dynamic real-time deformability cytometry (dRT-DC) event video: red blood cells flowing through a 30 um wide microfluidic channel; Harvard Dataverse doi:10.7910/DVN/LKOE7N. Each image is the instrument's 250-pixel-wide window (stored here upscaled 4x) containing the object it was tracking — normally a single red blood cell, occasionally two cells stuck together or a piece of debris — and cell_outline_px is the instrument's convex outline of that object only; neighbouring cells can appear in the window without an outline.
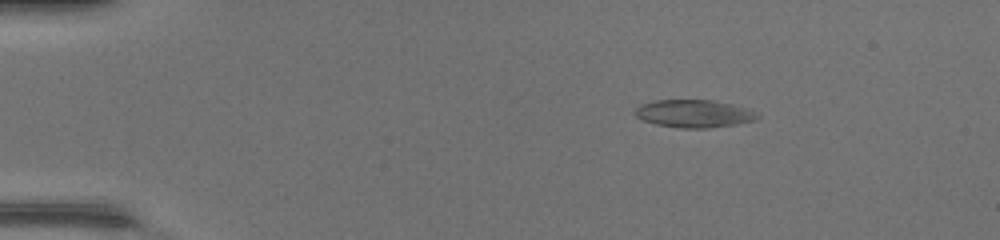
{"species": "common noctule bat (a hibernating species)", "species_latin": "Nyctalus noctula", "temperature_condition": "warm", "stored_images_in_passage": 45, "camera_frame_rate_fps": 3000, "um_per_image_px": 0.085, "animal": {"sex": "female", "body_mass_g": 17.0, "forearm_length_mm": 48.0}, "frame": {"image": 1, "passage_image": 5, "time_ms": 1.333, "image_size_px": [1000, 240], "cell_outline_px": [[760, 116], [756, 120], [736, 124], [708, 128], [680, 128], [656, 124], [644, 120], [636, 116], [636, 108], [640, 104], [656, 100], [712, 100], [732, 104], [756, 112]], "centroid_in_image_um": [59.0, 9.66], "position_along_channel_um": 26.0, "area_um2": 19.59}}
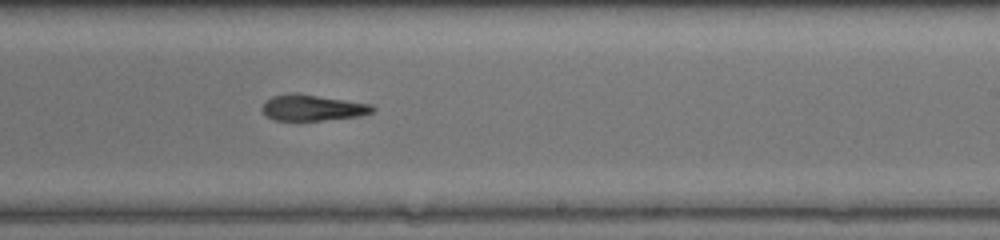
{"frame": {"image": 2, "passage_image": 27, "time_ms": 8.667, "image_size_px": [1000, 240], "cell_outline_px": [[376, 108], [372, 112], [360, 116], [320, 120], [272, 120], [260, 108], [264, 100], [272, 96], [292, 92], [296, 92], [372, 104]], "centroid_in_image_um": [26.53, 9.14], "position_along_channel_um": 262.5, "area_um2": 16.88}}
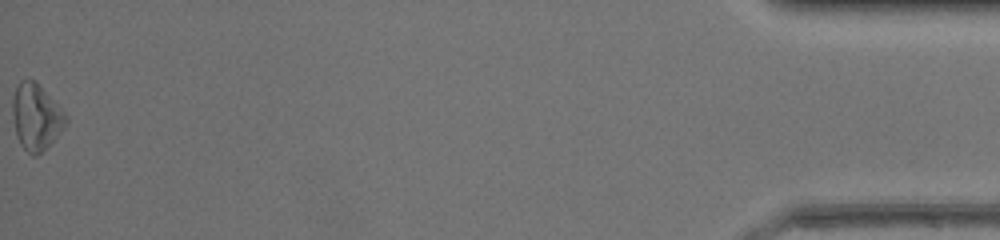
{"frame": {"image": 3, "passage_image": 45, "time_ms": 14.667, "image_size_px": [1000, 240], "cell_outline_px": [[68, 120], [64, 128], [36, 156], [32, 156], [20, 144], [16, 136], [12, 112], [12, 100], [16, 88], [20, 80], [28, 76], [36, 80], [68, 116]], "centroid_in_image_um": [3.05, 9.88], "position_along_channel_um": 432.1, "area_um2": 20.63}, "authors_computed_cell_mechanics": {"area_um2": 18.496, "velocity_mm_per_s": 4.4231, "shape_relaxation_time_tau1_ms": null, "shape_relaxation_time_tau2_ms": 4.7713, "deformation_change_tau1": null, "deformation_change_tau2": 0.1588}}